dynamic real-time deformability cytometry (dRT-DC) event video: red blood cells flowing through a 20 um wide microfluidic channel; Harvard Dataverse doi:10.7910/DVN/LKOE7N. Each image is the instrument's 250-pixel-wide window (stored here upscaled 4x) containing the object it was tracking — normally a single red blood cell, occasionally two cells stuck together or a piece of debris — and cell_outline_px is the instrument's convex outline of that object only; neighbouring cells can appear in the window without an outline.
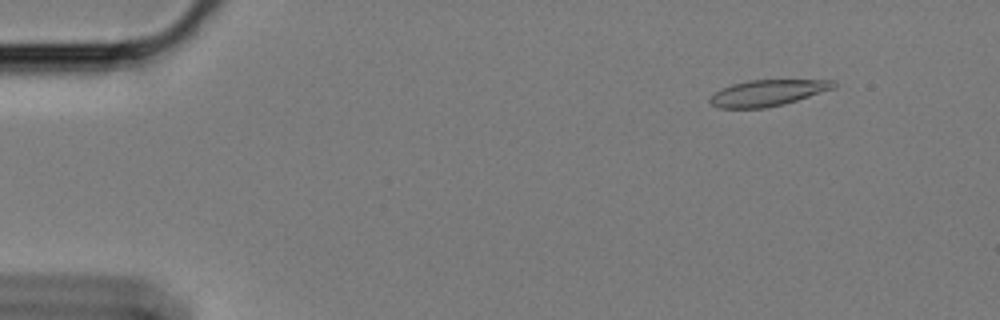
{"species": "Egyptian fruit bat (a non-hibernating species)", "species_latin": "Rousettus aegyptiacus", "temperature_condition": "cold", "stored_images_in_passage": 59, "camera_frame_rate_fps": 3000, "um_per_image_px": 0.085, "animal": {"sex": "female"}, "frame": {"image": 1, "passage_image": 7, "time_ms": 2.0, "image_size_px": [1000, 320], "cell_outline_px": [[836, 88], [784, 104], [764, 108], [720, 108], [712, 104], [708, 100], [720, 88], [732, 84], [748, 80], [832, 80], [836, 84]], "centroid_in_image_um": [65.25, 7.89], "position_along_channel_um": 19.7, "area_um2": 18.79}}
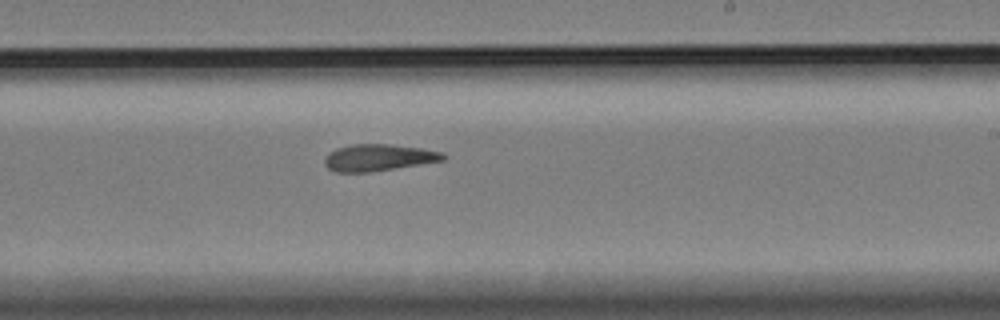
{"frame": {"image": 2, "passage_image": 36, "time_ms": 11.667, "image_size_px": [1000, 320], "cell_outline_px": [[448, 156], [444, 160], [372, 172], [336, 172], [328, 168], [324, 164], [324, 160], [328, 152], [336, 148], [352, 144], [388, 144], [424, 148], [444, 152]], "centroid_in_image_um": [32.19, 13.39], "position_along_channel_um": 256.8, "area_um2": 18.67}}
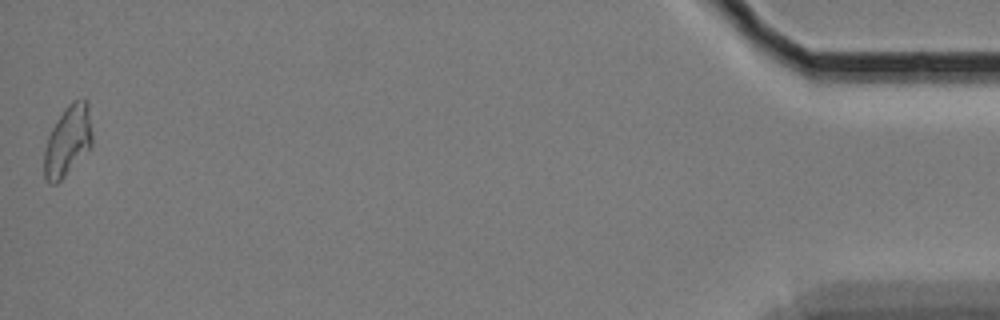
{"frame": {"image": 3, "passage_image": 59, "time_ms": 19.333, "image_size_px": [1000, 320], "cell_outline_px": [[92, 144], [64, 176], [56, 184], [48, 184], [44, 176], [44, 152], [48, 136], [56, 120], [64, 108], [72, 100], [88, 100], [92, 132]], "centroid_in_image_um": [5.74, 11.94], "position_along_channel_um": 429.5, "area_um2": 19.54}, "authors_computed_cell_mechanics": {"area_um2": 19.1318, "velocity_mm_per_s": 3.4026, "shape_relaxation_time_tau1_ms": null, "shape_relaxation_time_tau2_ms": 7.3335, "deformation_change_tau1": null, "deformation_change_tau2": 0.144}}